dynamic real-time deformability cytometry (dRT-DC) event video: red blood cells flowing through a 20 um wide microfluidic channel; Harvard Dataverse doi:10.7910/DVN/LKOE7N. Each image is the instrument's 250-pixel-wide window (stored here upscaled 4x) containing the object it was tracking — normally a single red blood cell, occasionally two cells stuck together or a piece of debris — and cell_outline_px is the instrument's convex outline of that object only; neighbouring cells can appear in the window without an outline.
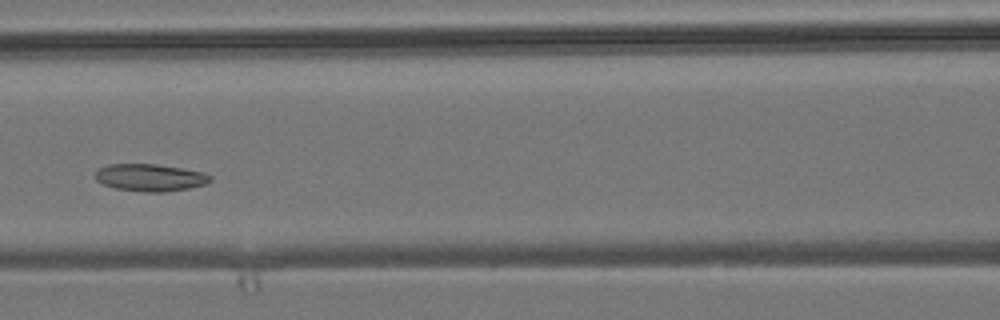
{"species": "common noctule bat (a hibernating species)", "species_latin": "Nyctalus noctula", "temperature_condition": "room temperature", "stored_images_in_passage": 8, "camera_frame_rate_fps": 3000, "um_per_image_px": 0.085, "animal": {"sex": "male", "body_mass_g": 19.2, "forearm_length_mm": 51.8}, "frame": {"image": 1, "passage_image": 5, "time_ms": 5.667, "image_size_px": [1000, 320], "cell_outline_px": [[212, 180], [204, 184], [188, 188], [164, 192], [144, 192], [116, 188], [104, 184], [96, 180], [96, 172], [100, 168], [108, 164], [156, 164], [204, 172], [212, 176]], "centroid_in_image_um": [12.78, 15.09], "position_along_channel_um": 153.8, "area_um2": 18.09}}
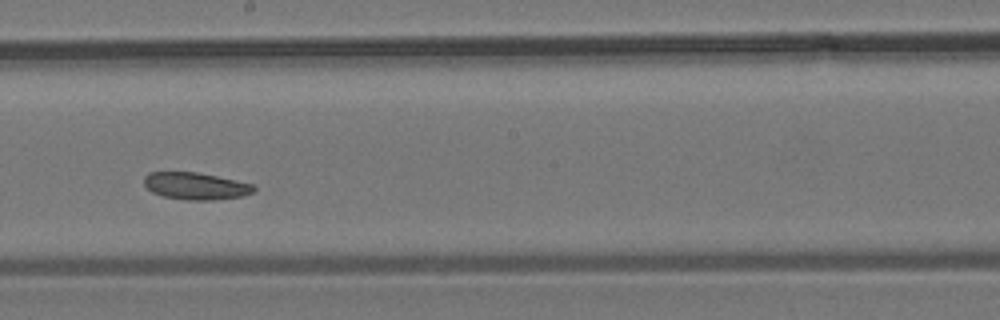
{"frame": {"image": 2, "passage_image": 7, "time_ms": 7.667, "image_size_px": [1000, 320], "cell_outline_px": [[256, 188], [252, 192], [244, 196], [216, 200], [188, 200], [164, 196], [152, 192], [144, 184], [144, 176], [148, 172], [196, 172], [236, 180], [252, 184]], "centroid_in_image_um": [16.63, 15.81], "position_along_channel_um": 231.6, "area_um2": 17.28}}
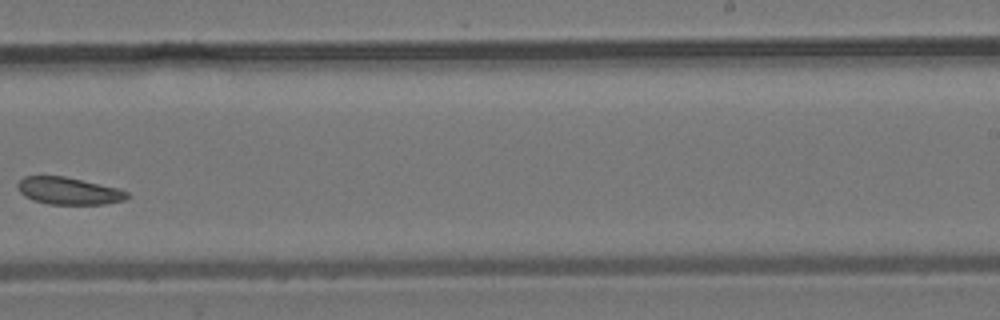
{"frame": {"image": 3, "passage_image": 8, "time_ms": 9.0, "image_size_px": [1000, 320], "cell_outline_px": [[128, 200], [104, 204], [48, 204], [32, 200], [24, 196], [20, 192], [16, 184], [24, 176], [64, 176], [116, 188], [128, 192]], "centroid_in_image_um": [5.81, 16.23], "position_along_channel_um": 283.2, "area_um2": 17.28}}